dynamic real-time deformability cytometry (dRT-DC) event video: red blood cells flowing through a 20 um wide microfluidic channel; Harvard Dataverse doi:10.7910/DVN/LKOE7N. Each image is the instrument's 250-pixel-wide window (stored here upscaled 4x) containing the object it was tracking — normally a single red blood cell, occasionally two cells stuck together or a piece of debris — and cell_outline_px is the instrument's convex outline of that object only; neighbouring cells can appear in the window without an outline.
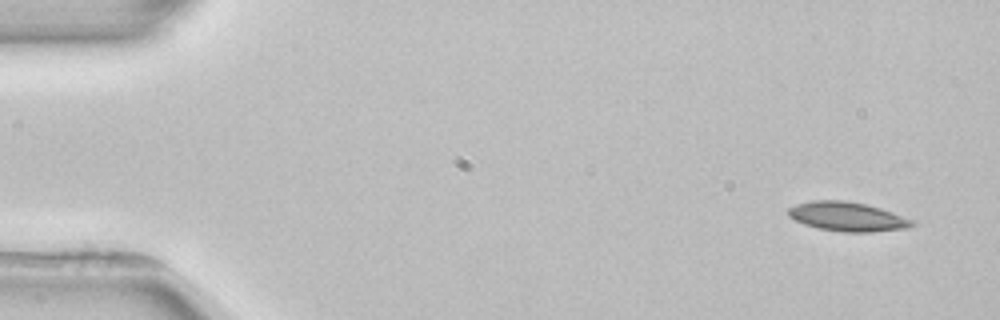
{"species": "common noctule bat (a hibernating species)", "species_latin": "Nyctalus noctula", "temperature_condition": "room temperature", "stored_images_in_passage": 4, "camera_frame_rate_fps": 3000, "um_per_image_px": 0.085, "animal": {"sex": "female", "body_mass_g": 22.7, "forearm_length_mm": 54.2}, "frame": {"image": 1, "passage_image": 1, "time_ms": 0.0, "image_size_px": [1000, 320], "cell_outline_px": [[916, 224], [908, 228], [872, 232], [844, 232], [820, 228], [804, 224], [788, 216], [788, 208], [796, 204], [812, 200], [844, 200], [864, 204], [880, 208], [912, 220]], "centroid_in_image_um": [72.01, 18.41], "position_along_channel_um": 13.0, "area_um2": 20.87}}
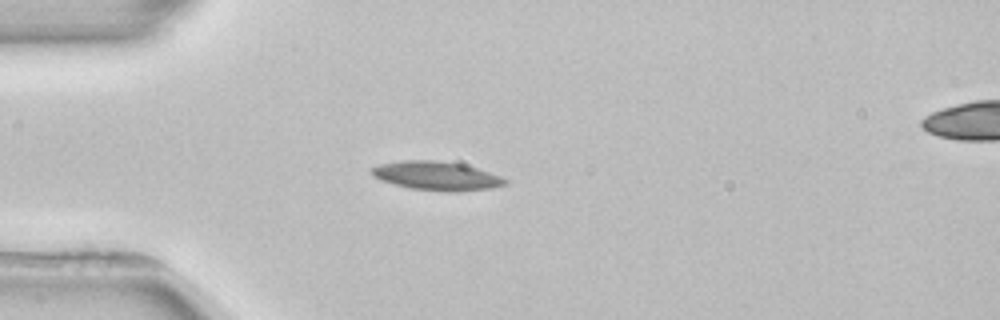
{"frame": {"image": 2, "passage_image": 3, "time_ms": 3.667, "image_size_px": [1000, 320], "cell_outline_px": [[508, 184], [492, 188], [452, 192], [448, 192], [408, 188], [380, 180], [372, 176], [368, 172], [372, 168], [380, 164], [400, 160], [436, 160], [460, 164], [476, 168], [500, 176], [508, 180]], "centroid_in_image_um": [37.07, 14.95], "position_along_channel_um": 47.9, "area_um2": 22.48}}